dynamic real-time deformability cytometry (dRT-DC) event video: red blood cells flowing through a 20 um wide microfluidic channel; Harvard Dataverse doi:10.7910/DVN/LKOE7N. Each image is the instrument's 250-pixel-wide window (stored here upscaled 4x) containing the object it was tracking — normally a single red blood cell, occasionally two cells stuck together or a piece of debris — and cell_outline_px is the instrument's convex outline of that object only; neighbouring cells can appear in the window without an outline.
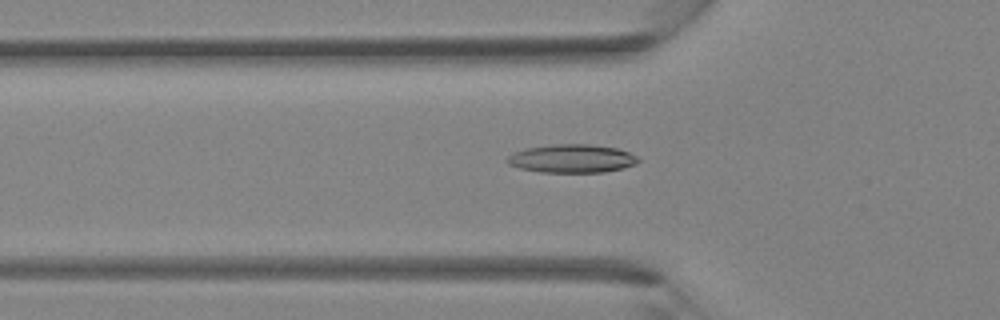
{"species": "Egyptian fruit bat (a non-hibernating species)", "species_latin": "Rousettus aegyptiacus", "temperature_condition": "room temperature", "stored_images_in_passage": 39, "camera_frame_rate_fps": 3000, "um_per_image_px": 0.085, "animal": {"sex": "female"}, "frame": {"image": 1, "passage_image": 13, "time_ms": 4.0, "image_size_px": [1000, 320], "cell_outline_px": [[640, 160], [636, 164], [604, 172], [540, 172], [520, 168], [508, 164], [504, 160], [512, 152], [524, 148], [556, 144], [588, 144], [616, 148], [628, 152], [636, 156]], "centroid_in_image_um": [48.55, 13.47], "position_along_channel_um": 77.2, "area_um2": 21.62}}
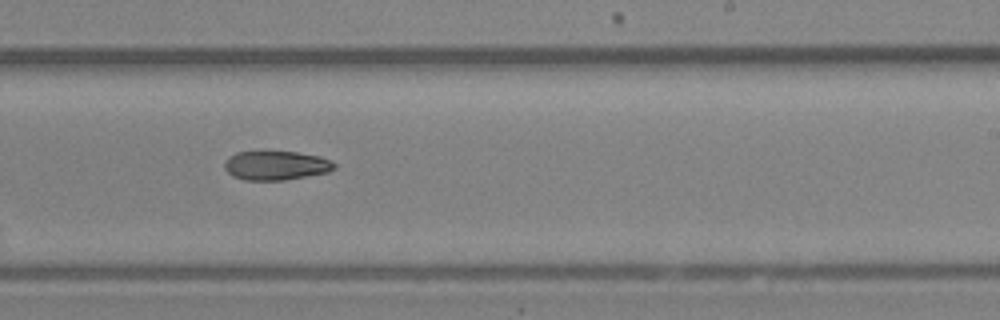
{"frame": {"image": 2, "passage_image": 24, "time_ms": 7.667, "image_size_px": [1000, 320], "cell_outline_px": [[336, 168], [328, 172], [284, 180], [244, 180], [232, 176], [224, 168], [224, 160], [228, 156], [236, 152], [296, 152], [320, 156], [332, 160], [336, 164]], "centroid_in_image_um": [23.45, 14.06], "position_along_channel_um": 265.5, "area_um2": 18.73}}
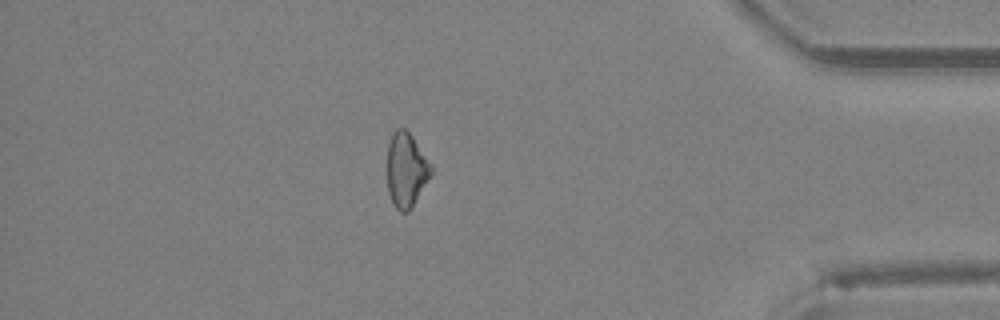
{"frame": {"image": 3, "passage_image": 34, "time_ms": 11.0, "image_size_px": [1000, 320], "cell_outline_px": [[432, 172], [408, 212], [400, 212], [396, 208], [388, 192], [388, 144], [392, 132], [396, 128], [404, 128], [412, 136], [432, 164]], "centroid_in_image_um": [34.52, 14.4], "position_along_channel_um": 400.7, "area_um2": 18.73}}